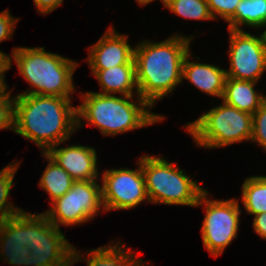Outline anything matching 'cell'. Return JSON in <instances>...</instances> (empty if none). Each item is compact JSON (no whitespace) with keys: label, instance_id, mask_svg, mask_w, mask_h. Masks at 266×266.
Listing matches in <instances>:
<instances>
[{"label":"cell","instance_id":"1","mask_svg":"<svg viewBox=\"0 0 266 266\" xmlns=\"http://www.w3.org/2000/svg\"><path fill=\"white\" fill-rule=\"evenodd\" d=\"M194 37L174 33L160 42L141 40L136 43L134 60L138 93L152 108L183 82L182 65L191 51Z\"/></svg>","mask_w":266,"mask_h":266},{"label":"cell","instance_id":"2","mask_svg":"<svg viewBox=\"0 0 266 266\" xmlns=\"http://www.w3.org/2000/svg\"><path fill=\"white\" fill-rule=\"evenodd\" d=\"M72 99L47 95L14 96V133L46 153L70 139L77 129V106Z\"/></svg>","mask_w":266,"mask_h":266},{"label":"cell","instance_id":"3","mask_svg":"<svg viewBox=\"0 0 266 266\" xmlns=\"http://www.w3.org/2000/svg\"><path fill=\"white\" fill-rule=\"evenodd\" d=\"M133 97L81 92L79 98L82 103L77 106V129L82 128L85 121L87 125L97 127L103 136H116L165 119L164 115L153 113L152 107L140 96Z\"/></svg>","mask_w":266,"mask_h":266},{"label":"cell","instance_id":"4","mask_svg":"<svg viewBox=\"0 0 266 266\" xmlns=\"http://www.w3.org/2000/svg\"><path fill=\"white\" fill-rule=\"evenodd\" d=\"M12 55V56H11ZM5 62L7 70L14 60L19 74L31 89L17 95H47L72 99L77 92L73 75L79 63L60 54L48 52L45 47H13Z\"/></svg>","mask_w":266,"mask_h":266},{"label":"cell","instance_id":"5","mask_svg":"<svg viewBox=\"0 0 266 266\" xmlns=\"http://www.w3.org/2000/svg\"><path fill=\"white\" fill-rule=\"evenodd\" d=\"M140 163L147 196L152 204L195 207L206 190L176 163L169 162L161 155H143Z\"/></svg>","mask_w":266,"mask_h":266},{"label":"cell","instance_id":"6","mask_svg":"<svg viewBox=\"0 0 266 266\" xmlns=\"http://www.w3.org/2000/svg\"><path fill=\"white\" fill-rule=\"evenodd\" d=\"M221 102L203 112L198 119L182 126L198 147L215 149L238 142H250L252 115Z\"/></svg>","mask_w":266,"mask_h":266},{"label":"cell","instance_id":"7","mask_svg":"<svg viewBox=\"0 0 266 266\" xmlns=\"http://www.w3.org/2000/svg\"><path fill=\"white\" fill-rule=\"evenodd\" d=\"M207 190L199 197L195 207H204L205 217L201 227V238L205 249L217 258L237 238L241 208L239 199H210Z\"/></svg>","mask_w":266,"mask_h":266},{"label":"cell","instance_id":"8","mask_svg":"<svg viewBox=\"0 0 266 266\" xmlns=\"http://www.w3.org/2000/svg\"><path fill=\"white\" fill-rule=\"evenodd\" d=\"M100 182V180L75 181L72 188L53 201L50 209L43 213L59 229L61 225L68 227L92 221L98 214L106 212Z\"/></svg>","mask_w":266,"mask_h":266},{"label":"cell","instance_id":"9","mask_svg":"<svg viewBox=\"0 0 266 266\" xmlns=\"http://www.w3.org/2000/svg\"><path fill=\"white\" fill-rule=\"evenodd\" d=\"M136 163L137 169L120 167L104 170L101 174L102 200L106 212L130 210L144 201L150 203L140 158Z\"/></svg>","mask_w":266,"mask_h":266},{"label":"cell","instance_id":"10","mask_svg":"<svg viewBox=\"0 0 266 266\" xmlns=\"http://www.w3.org/2000/svg\"><path fill=\"white\" fill-rule=\"evenodd\" d=\"M227 30L230 37L227 77L258 82L266 72V46L262 33L256 36L245 30Z\"/></svg>","mask_w":266,"mask_h":266},{"label":"cell","instance_id":"11","mask_svg":"<svg viewBox=\"0 0 266 266\" xmlns=\"http://www.w3.org/2000/svg\"><path fill=\"white\" fill-rule=\"evenodd\" d=\"M73 247L43 212L33 213L29 266H70Z\"/></svg>","mask_w":266,"mask_h":266},{"label":"cell","instance_id":"12","mask_svg":"<svg viewBox=\"0 0 266 266\" xmlns=\"http://www.w3.org/2000/svg\"><path fill=\"white\" fill-rule=\"evenodd\" d=\"M33 214L22 212L0 223V259L12 266H29Z\"/></svg>","mask_w":266,"mask_h":266},{"label":"cell","instance_id":"13","mask_svg":"<svg viewBox=\"0 0 266 266\" xmlns=\"http://www.w3.org/2000/svg\"><path fill=\"white\" fill-rule=\"evenodd\" d=\"M128 35L120 34L113 26L92 46L88 47L86 61L90 69H109L118 65L135 63V46L128 43Z\"/></svg>","mask_w":266,"mask_h":266},{"label":"cell","instance_id":"14","mask_svg":"<svg viewBox=\"0 0 266 266\" xmlns=\"http://www.w3.org/2000/svg\"><path fill=\"white\" fill-rule=\"evenodd\" d=\"M51 147L46 154L62 167L75 181L100 180L98 157L94 147L72 144Z\"/></svg>","mask_w":266,"mask_h":266},{"label":"cell","instance_id":"15","mask_svg":"<svg viewBox=\"0 0 266 266\" xmlns=\"http://www.w3.org/2000/svg\"><path fill=\"white\" fill-rule=\"evenodd\" d=\"M115 241L108 243L96 249H88L85 252L86 257L73 247L70 257V266L78 262H86L87 266H146L147 261H143L126 244Z\"/></svg>","mask_w":266,"mask_h":266},{"label":"cell","instance_id":"16","mask_svg":"<svg viewBox=\"0 0 266 266\" xmlns=\"http://www.w3.org/2000/svg\"><path fill=\"white\" fill-rule=\"evenodd\" d=\"M191 55L189 51L184 58L182 81L186 79L203 93L222 100L227 79L226 70L210 63L191 62Z\"/></svg>","mask_w":266,"mask_h":266},{"label":"cell","instance_id":"17","mask_svg":"<svg viewBox=\"0 0 266 266\" xmlns=\"http://www.w3.org/2000/svg\"><path fill=\"white\" fill-rule=\"evenodd\" d=\"M90 71L91 75L98 80L101 88V92L95 93L139 96L135 63L118 65L109 69H91Z\"/></svg>","mask_w":266,"mask_h":266},{"label":"cell","instance_id":"18","mask_svg":"<svg viewBox=\"0 0 266 266\" xmlns=\"http://www.w3.org/2000/svg\"><path fill=\"white\" fill-rule=\"evenodd\" d=\"M257 82L227 77L222 101L251 115L266 100V95L255 89Z\"/></svg>","mask_w":266,"mask_h":266},{"label":"cell","instance_id":"19","mask_svg":"<svg viewBox=\"0 0 266 266\" xmlns=\"http://www.w3.org/2000/svg\"><path fill=\"white\" fill-rule=\"evenodd\" d=\"M41 154L48 161V165L38 180V186L48 193L52 203L69 191L75 180L46 153Z\"/></svg>","mask_w":266,"mask_h":266},{"label":"cell","instance_id":"20","mask_svg":"<svg viewBox=\"0 0 266 266\" xmlns=\"http://www.w3.org/2000/svg\"><path fill=\"white\" fill-rule=\"evenodd\" d=\"M266 24V0H241L236 7L235 16L228 22L230 30L260 29Z\"/></svg>","mask_w":266,"mask_h":266},{"label":"cell","instance_id":"21","mask_svg":"<svg viewBox=\"0 0 266 266\" xmlns=\"http://www.w3.org/2000/svg\"><path fill=\"white\" fill-rule=\"evenodd\" d=\"M241 202L247 214L266 213V176L247 177L241 186Z\"/></svg>","mask_w":266,"mask_h":266},{"label":"cell","instance_id":"22","mask_svg":"<svg viewBox=\"0 0 266 266\" xmlns=\"http://www.w3.org/2000/svg\"><path fill=\"white\" fill-rule=\"evenodd\" d=\"M21 161H12L0 170V223L4 220L22 212L9 200L11 188L14 187L13 181Z\"/></svg>","mask_w":266,"mask_h":266},{"label":"cell","instance_id":"23","mask_svg":"<svg viewBox=\"0 0 266 266\" xmlns=\"http://www.w3.org/2000/svg\"><path fill=\"white\" fill-rule=\"evenodd\" d=\"M161 2L168 11L186 20H214L207 0H162Z\"/></svg>","mask_w":266,"mask_h":266},{"label":"cell","instance_id":"24","mask_svg":"<svg viewBox=\"0 0 266 266\" xmlns=\"http://www.w3.org/2000/svg\"><path fill=\"white\" fill-rule=\"evenodd\" d=\"M251 143H256L266 152V100L252 115Z\"/></svg>","mask_w":266,"mask_h":266},{"label":"cell","instance_id":"25","mask_svg":"<svg viewBox=\"0 0 266 266\" xmlns=\"http://www.w3.org/2000/svg\"><path fill=\"white\" fill-rule=\"evenodd\" d=\"M240 1L241 0H207V3L214 20L221 18L225 23H228L235 16V10Z\"/></svg>","mask_w":266,"mask_h":266},{"label":"cell","instance_id":"26","mask_svg":"<svg viewBox=\"0 0 266 266\" xmlns=\"http://www.w3.org/2000/svg\"><path fill=\"white\" fill-rule=\"evenodd\" d=\"M12 89L0 97V130L14 131V96Z\"/></svg>","mask_w":266,"mask_h":266},{"label":"cell","instance_id":"27","mask_svg":"<svg viewBox=\"0 0 266 266\" xmlns=\"http://www.w3.org/2000/svg\"><path fill=\"white\" fill-rule=\"evenodd\" d=\"M20 18H16L11 15L8 9L0 12V43L13 38L15 32V25L18 23ZM10 55L0 50V58L6 62Z\"/></svg>","mask_w":266,"mask_h":266},{"label":"cell","instance_id":"28","mask_svg":"<svg viewBox=\"0 0 266 266\" xmlns=\"http://www.w3.org/2000/svg\"><path fill=\"white\" fill-rule=\"evenodd\" d=\"M64 0H33L37 13L47 15L61 6Z\"/></svg>","mask_w":266,"mask_h":266},{"label":"cell","instance_id":"29","mask_svg":"<svg viewBox=\"0 0 266 266\" xmlns=\"http://www.w3.org/2000/svg\"><path fill=\"white\" fill-rule=\"evenodd\" d=\"M253 230L261 239L266 240V213H260L253 216Z\"/></svg>","mask_w":266,"mask_h":266},{"label":"cell","instance_id":"30","mask_svg":"<svg viewBox=\"0 0 266 266\" xmlns=\"http://www.w3.org/2000/svg\"><path fill=\"white\" fill-rule=\"evenodd\" d=\"M7 68L5 65V62L0 66V97L7 91V89L9 88V86L7 85V83L5 82V73H6Z\"/></svg>","mask_w":266,"mask_h":266},{"label":"cell","instance_id":"31","mask_svg":"<svg viewBox=\"0 0 266 266\" xmlns=\"http://www.w3.org/2000/svg\"><path fill=\"white\" fill-rule=\"evenodd\" d=\"M154 0H136V3H138L139 5L141 6H146L148 5L149 3L153 2ZM162 1V0H160Z\"/></svg>","mask_w":266,"mask_h":266},{"label":"cell","instance_id":"32","mask_svg":"<svg viewBox=\"0 0 266 266\" xmlns=\"http://www.w3.org/2000/svg\"><path fill=\"white\" fill-rule=\"evenodd\" d=\"M263 28H264V30L262 32V35H263L264 43H265V46H266V24H265V26Z\"/></svg>","mask_w":266,"mask_h":266}]
</instances>
